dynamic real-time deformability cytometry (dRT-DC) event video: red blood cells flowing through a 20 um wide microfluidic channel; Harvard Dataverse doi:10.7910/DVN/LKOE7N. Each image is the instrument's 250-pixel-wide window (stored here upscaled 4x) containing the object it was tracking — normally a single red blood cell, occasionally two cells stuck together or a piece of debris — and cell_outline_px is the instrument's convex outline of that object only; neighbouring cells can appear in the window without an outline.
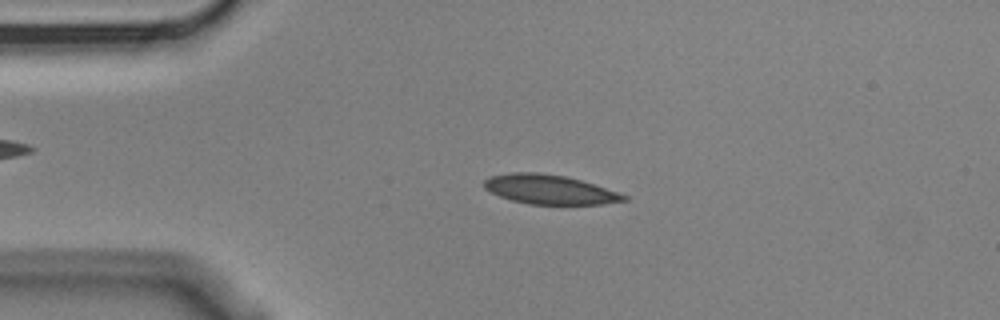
{"species": "Egyptian fruit bat (a non-hibernating species)", "species_latin": "Rousettus aegyptiacus", "temperature_condition": "cold", "stored_images_in_passage": 7, "camera_frame_rate_fps": 3000, "um_per_image_px": 0.085, "animal": {"sex": "male"}, "frame": {"image": 1, "passage_image": 3, "time_ms": 0.667, "image_size_px": [1000, 320], "cell_outline_px": [[628, 200], [604, 204], [528, 204], [512, 200], [500, 196], [484, 188], [484, 180], [492, 176], [512, 172], [536, 172], [564, 176], [580, 180], [628, 196]], "centroid_in_image_um": [46.7, 16.11], "position_along_channel_um": 38.3, "area_um2": 23.52}}
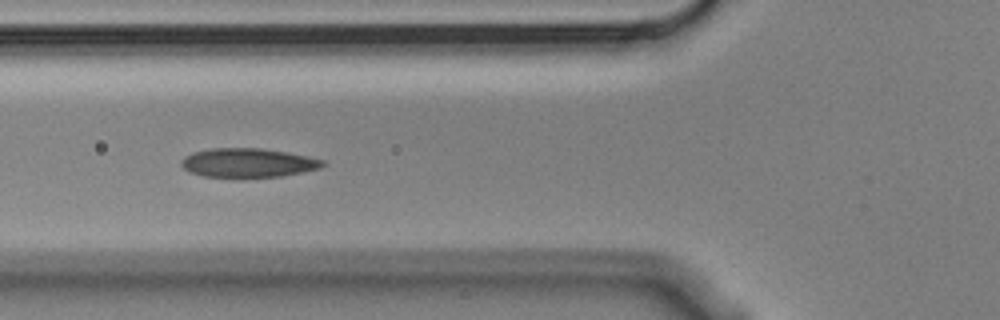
{"frame": {"image": 2, "passage_image": 5, "time_ms": 1.333, "image_size_px": [1000, 320], "cell_outline_px": [[328, 164], [320, 168], [280, 176], [204, 176], [188, 172], [180, 164], [180, 160], [184, 156], [192, 152], [212, 148], [260, 148], [288, 152], [324, 160]], "centroid_in_image_um": [21.06, 13.81], "position_along_channel_um": 104.7, "area_um2": 23.7}}
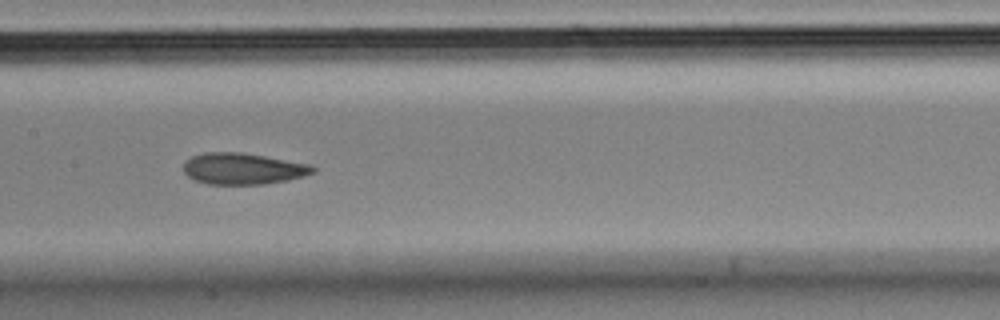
{"frame": {"image": 3, "passage_image": 7, "time_ms": 2.0, "image_size_px": [1000, 320], "cell_outline_px": [[316, 172], [304, 176], [288, 180], [264, 184], [208, 184], [192, 180], [184, 172], [184, 164], [192, 156], [204, 152], [240, 152], [264, 156], [308, 164], [316, 168]], "centroid_in_image_um": [20.64, 14.34], "position_along_channel_um": 186.8, "area_um2": 23.58}}